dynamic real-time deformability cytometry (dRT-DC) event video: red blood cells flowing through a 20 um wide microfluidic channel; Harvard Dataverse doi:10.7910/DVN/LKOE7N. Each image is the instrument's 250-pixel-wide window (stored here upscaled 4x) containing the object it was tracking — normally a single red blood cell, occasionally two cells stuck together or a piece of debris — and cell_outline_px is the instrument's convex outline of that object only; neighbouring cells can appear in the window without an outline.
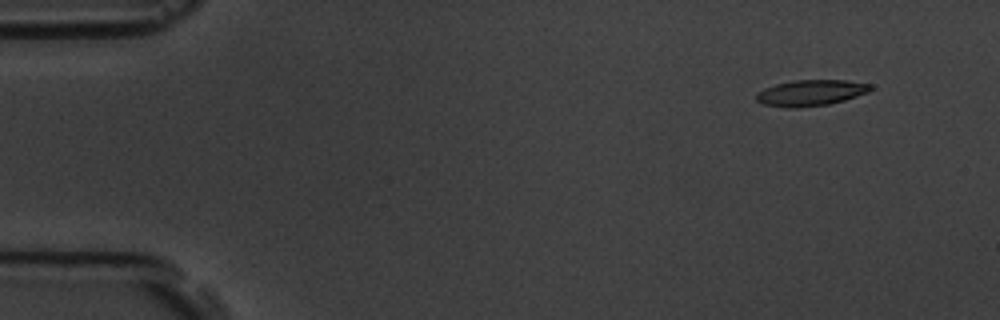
{"species": "common noctule bat (a hibernating species)", "species_latin": "Nyctalus noctula", "temperature_condition": "room temperature", "stored_images_in_passage": 6, "segment_of_instrument_passage": [1, 2], "camera_frame_rate_fps": 3000, "um_per_image_px": 0.085, "animal": {"sex": "male", "body_mass_g": 19.5, "forearm_length_mm": 54.6}, "frame": {"image": 1, "passage_image": 2, "time_ms": 1.0, "image_size_px": [1000, 320], "cell_outline_px": [[872, 88], [868, 92], [844, 100], [828, 104], [796, 108], [788, 108], [764, 104], [756, 100], [756, 96], [764, 88], [776, 84], [792, 80], [848, 80], [872, 84]], "centroid_in_image_um": [68.93, 7.88], "position_along_channel_um": 16.1, "area_um2": 17.22}}
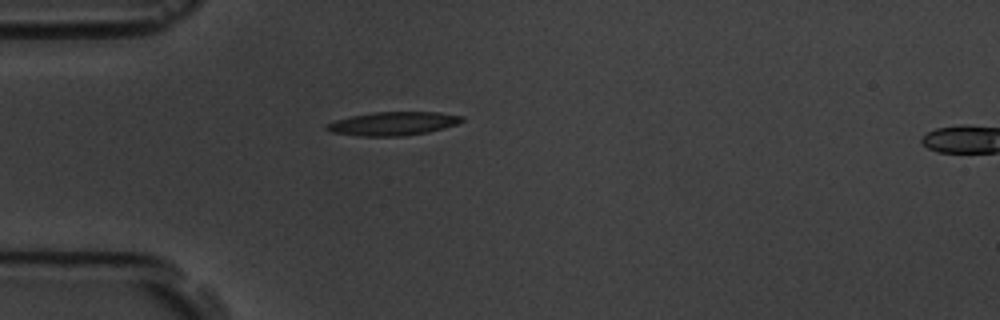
{"frame": {"image": 2, "passage_image": 5, "time_ms": 4.667, "image_size_px": [1000, 320], "cell_outline_px": [[464, 120], [456, 124], [444, 128], [428, 132], [404, 136], [356, 136], [328, 132], [324, 128], [324, 124], [336, 120], [352, 116], [372, 112], [440, 112], [464, 116]], "centroid_in_image_um": [33.37, 10.51], "position_along_channel_um": 51.6, "area_um2": 18.79}}